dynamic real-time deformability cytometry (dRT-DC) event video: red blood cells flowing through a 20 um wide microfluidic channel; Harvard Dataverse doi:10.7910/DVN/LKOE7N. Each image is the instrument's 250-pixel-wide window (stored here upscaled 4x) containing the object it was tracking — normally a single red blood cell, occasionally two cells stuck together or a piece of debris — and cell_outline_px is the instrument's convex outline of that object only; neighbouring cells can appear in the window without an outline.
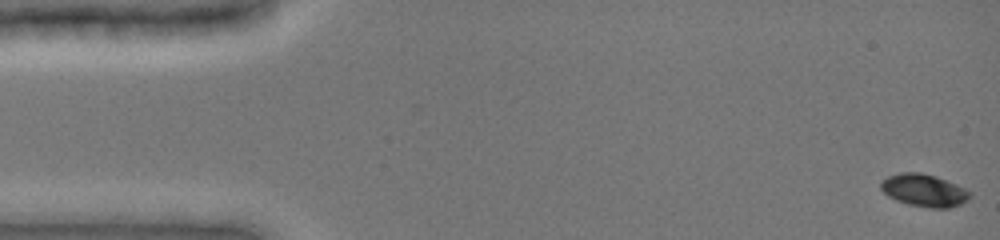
{"species": "common noctule bat (a hibernating species)", "species_latin": "Nyctalus noctula", "temperature_condition": "cold", "stored_images_in_passage": 48, "camera_frame_rate_fps": 3000, "um_per_image_px": 0.085, "animal": {"sex": "female", "body_mass_g": 19.0, "forearm_length_mm": 51.5}, "frame": {"image": 1, "passage_image": 1, "time_ms": 0.0, "image_size_px": [1000, 240], "cell_outline_px": [[972, 196], [968, 200], [960, 204], [948, 208], [932, 208], [908, 204], [896, 200], [888, 196], [880, 188], [880, 180], [888, 176], [900, 172], [920, 172], [936, 176], [956, 184], [972, 192]], "centroid_in_image_um": [78.54, 16.17], "position_along_channel_um": 6.5, "area_um2": 16.99}}
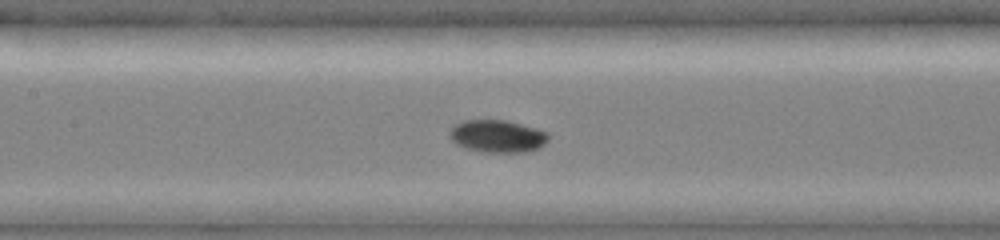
{"frame": {"image": 2, "passage_image": 23, "time_ms": 7.333, "image_size_px": [1000, 240], "cell_outline_px": [[548, 140], [544, 144], [528, 152], [480, 152], [464, 148], [456, 144], [452, 140], [448, 132], [456, 124], [464, 120], [504, 120], [536, 128], [548, 132]], "centroid_in_image_um": [42.26, 11.58], "position_along_channel_um": 165.1, "area_um2": 18.67}}
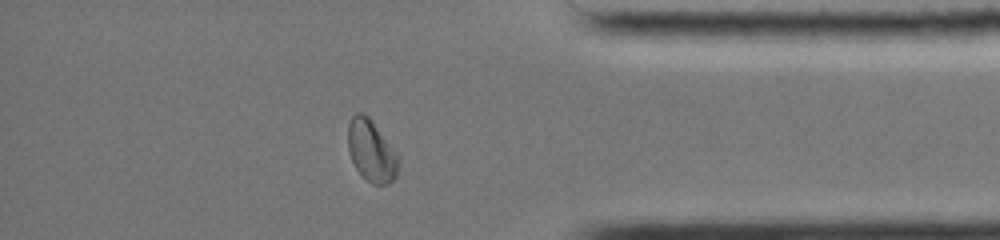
{"frame": {"image": 3, "passage_image": 42, "time_ms": 13.667, "image_size_px": [1000, 240], "cell_outline_px": [[396, 176], [388, 184], [372, 184], [356, 168], [352, 160], [348, 148], [348, 124], [352, 116], [356, 112], [364, 112], [372, 120], [396, 152]], "centroid_in_image_um": [31.53, 12.77], "position_along_channel_um": 403.7, "area_um2": 17.69}, "authors_computed_cell_mechanics": {"area_um2": 17.4556, "velocity_mm_per_s": 3.9217, "shape_relaxation_time_tau1_ms": 7.1436, "shape_relaxation_time_tau2_ms": 3.4631, "deformation_change_tau1": 0.1452, "deformation_change_tau2": 0.035}}